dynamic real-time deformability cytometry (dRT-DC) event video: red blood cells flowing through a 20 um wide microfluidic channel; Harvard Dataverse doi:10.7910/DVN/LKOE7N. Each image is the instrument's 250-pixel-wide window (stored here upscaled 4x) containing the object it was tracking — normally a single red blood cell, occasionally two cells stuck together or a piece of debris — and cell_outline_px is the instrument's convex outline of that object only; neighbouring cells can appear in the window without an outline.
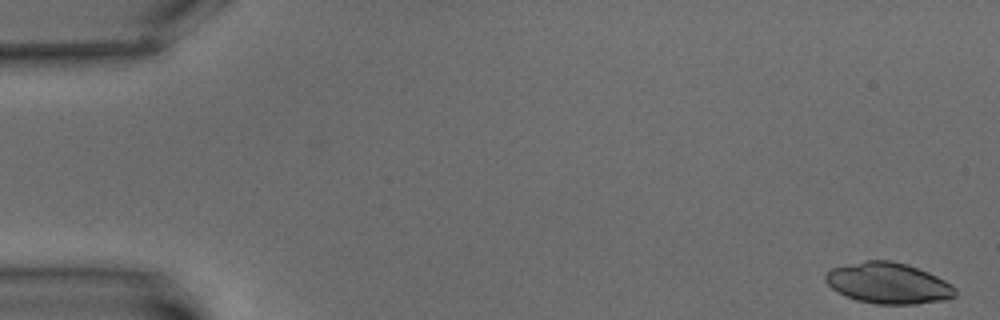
{"species": "common noctule bat (a hibernating species)", "species_latin": "Nyctalus noctula", "temperature_condition": "warm", "stored_images_in_passage": 6, "camera_frame_rate_fps": 3000, "um_per_image_px": 0.085, "animal": {"sex": "male", "body_mass_g": 15.6}, "frame": {"image": 1, "passage_image": 1, "time_ms": 0.0, "image_size_px": [1000, 320], "cell_outline_px": [[956, 296], [944, 300], [916, 304], [876, 304], [856, 300], [836, 292], [824, 280], [824, 276], [832, 268], [864, 260], [892, 260], [908, 264], [928, 272], [944, 280], [956, 288]], "centroid_in_image_um": [75.5, 24.07], "position_along_channel_um": 9.5, "area_um2": 31.1}}
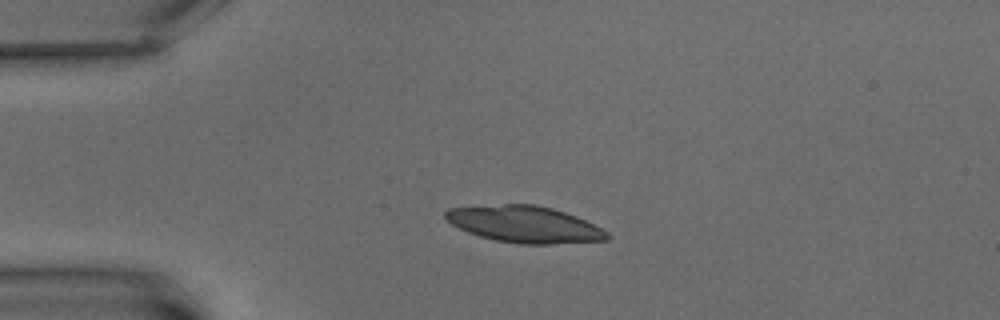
{"frame": {"image": 2, "passage_image": 5, "time_ms": 4.667, "image_size_px": [1000, 320], "cell_outline_px": [[608, 240], [552, 244], [516, 244], [496, 240], [480, 236], [468, 232], [444, 220], [444, 212], [448, 208], [504, 204], [536, 204], [552, 208], [576, 216], [608, 232]], "centroid_in_image_um": [44.55, 19.06], "position_along_channel_um": 40.4, "area_um2": 34.39}}